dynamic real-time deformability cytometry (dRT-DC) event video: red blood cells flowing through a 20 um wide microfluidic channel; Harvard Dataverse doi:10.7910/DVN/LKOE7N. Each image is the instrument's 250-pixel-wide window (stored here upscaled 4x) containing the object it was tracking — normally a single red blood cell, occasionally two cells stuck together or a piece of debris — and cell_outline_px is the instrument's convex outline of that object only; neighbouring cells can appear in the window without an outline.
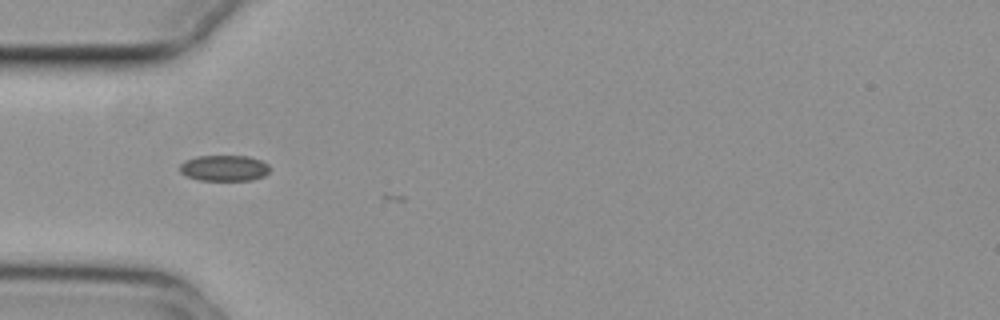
{"species": "common noctule bat (a hibernating species)", "species_latin": "Nyctalus noctula", "temperature_condition": "cold", "stored_images_in_passage": 7, "camera_frame_rate_fps": 3000, "um_per_image_px": 0.085, "animal": {"sex": "female", "body_mass_g": 29.2, "forearm_length_mm": 56.3}, "frame": {"image": 1, "passage_image": 2, "time_ms": 0.333, "image_size_px": [1000, 320], "cell_outline_px": [[272, 168], [264, 176], [252, 180], [200, 180], [188, 176], [180, 172], [180, 164], [184, 160], [196, 156], [248, 156], [260, 160], [268, 164]], "centroid_in_image_um": [19.07, 14.28], "position_along_channel_um": 65.9, "area_um2": 13.64}}
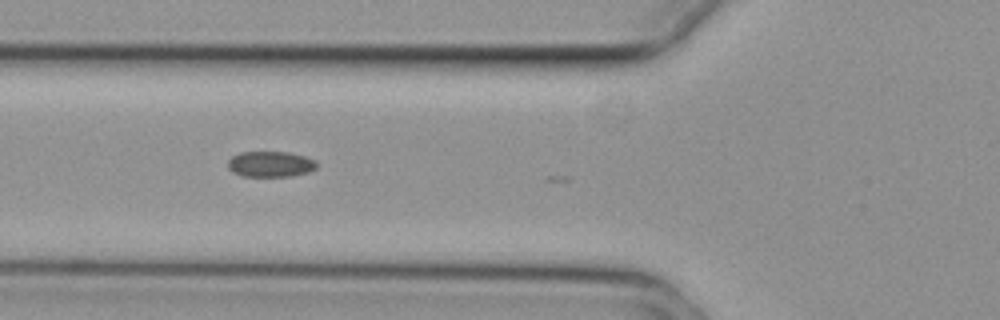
{"frame": {"image": 2, "passage_image": 5, "time_ms": 1.333, "image_size_px": [1000, 320], "cell_outline_px": [[316, 168], [308, 172], [292, 176], [240, 176], [232, 172], [228, 168], [228, 160], [232, 156], [240, 152], [288, 152], [304, 156], [316, 160]], "centroid_in_image_um": [22.97, 13.95], "position_along_channel_um": 102.8, "area_um2": 13.35}}